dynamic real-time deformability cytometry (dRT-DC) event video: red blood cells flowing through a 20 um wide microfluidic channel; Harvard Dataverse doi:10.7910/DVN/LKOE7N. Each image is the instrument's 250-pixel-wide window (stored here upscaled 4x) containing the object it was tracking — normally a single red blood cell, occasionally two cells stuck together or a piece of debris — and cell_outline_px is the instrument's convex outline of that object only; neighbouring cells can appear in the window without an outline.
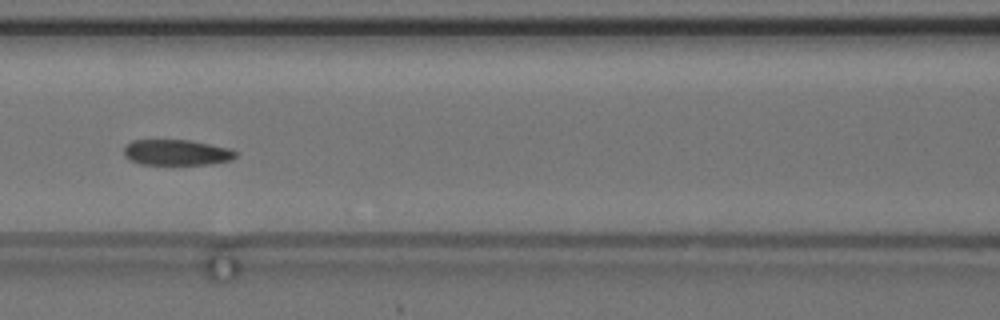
{"species": "common noctule bat (a hibernating species)", "species_latin": "Nyctalus noctula", "temperature_condition": "cold", "stored_images_in_passage": 44, "camera_frame_rate_fps": 3000, "um_per_image_px": 0.085, "animal": {"sex": "female", "body_mass_g": 24.6, "forearm_length_mm": 56.2}, "frame": {"image": 1, "passage_image": 13, "time_ms": 4.0, "image_size_px": [1000, 320], "cell_outline_px": [[236, 156], [232, 160], [212, 164], [140, 164], [128, 160], [124, 156], [124, 148], [132, 140], [188, 140], [232, 148], [236, 152]], "centroid_in_image_um": [15.02, 12.96], "position_along_channel_um": 151.6, "area_um2": 16.82}, "authors_computed_cell_mechanics": {"area_um2": 17.8024, "velocity_mm_per_s": 3.662, "shape_relaxation_time_tau1_ms": null, "shape_relaxation_time_tau2_ms": 2.9457, "deformation_change_tau1": null, "deformation_change_tau2": 0.0972}}